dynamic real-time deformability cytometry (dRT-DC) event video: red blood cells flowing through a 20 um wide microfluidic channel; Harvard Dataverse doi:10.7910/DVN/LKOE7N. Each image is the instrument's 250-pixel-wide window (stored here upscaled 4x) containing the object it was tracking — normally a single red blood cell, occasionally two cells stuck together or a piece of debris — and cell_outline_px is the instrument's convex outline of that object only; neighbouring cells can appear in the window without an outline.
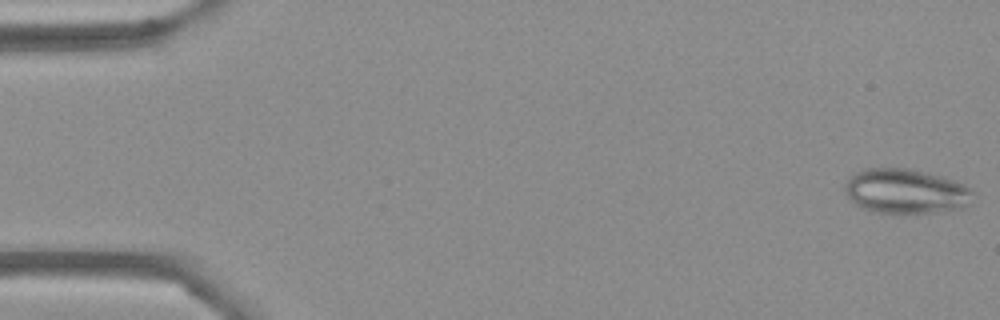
{"species": "Egyptian fruit bat (a non-hibernating species)", "species_latin": "Rousettus aegyptiacus", "temperature_condition": "cold", "stored_images_in_passage": 12, "camera_frame_rate_fps": 3000, "um_per_image_px": 0.085, "frame": {"image": 1, "passage_image": 1, "time_ms": 0.0, "image_size_px": [1000, 320], "cell_outline_px": [[972, 192], [968, 204], [964, 208], [900, 216], [872, 212], [856, 204], [848, 196], [844, 188], [844, 184], [848, 176], [864, 168], [912, 168], [940, 176], [964, 184]], "centroid_in_image_um": [76.93, 16.28], "position_along_channel_um": 8.1, "area_um2": 33.93}}